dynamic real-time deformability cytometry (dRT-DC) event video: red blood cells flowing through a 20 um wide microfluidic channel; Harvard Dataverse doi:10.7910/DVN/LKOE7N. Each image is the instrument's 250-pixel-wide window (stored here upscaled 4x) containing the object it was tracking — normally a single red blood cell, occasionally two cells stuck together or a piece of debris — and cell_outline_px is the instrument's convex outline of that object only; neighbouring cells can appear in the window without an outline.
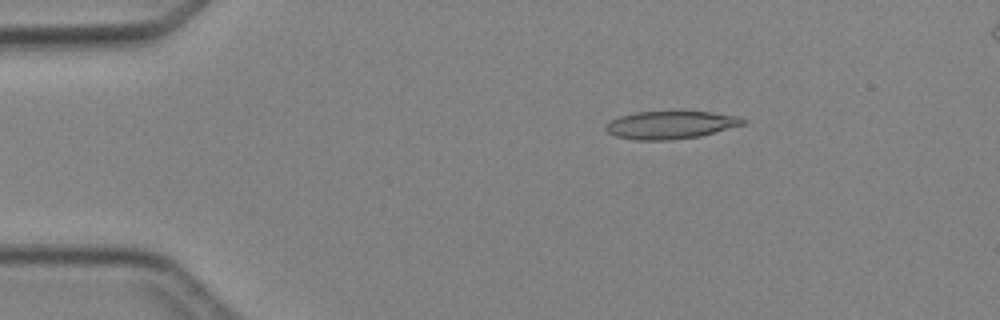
{"species": "Egyptian fruit bat (a non-hibernating species)", "species_latin": "Rousettus aegyptiacus", "temperature_condition": "cold", "stored_images_in_passage": 3, "camera_frame_rate_fps": 3000, "um_per_image_px": 0.085, "animal": {"sex": "female"}, "frame": {"image": 1, "passage_image": 1, "time_ms": 0.0, "image_size_px": [1000, 320], "cell_outline_px": [[748, 120], [744, 124], [700, 136], [672, 140], [636, 140], [616, 136], [608, 132], [604, 128], [604, 124], [608, 120], [620, 116], [636, 112], [712, 112], [740, 116]], "centroid_in_image_um": [56.98, 10.62], "position_along_channel_um": 28.0, "area_um2": 22.31}}